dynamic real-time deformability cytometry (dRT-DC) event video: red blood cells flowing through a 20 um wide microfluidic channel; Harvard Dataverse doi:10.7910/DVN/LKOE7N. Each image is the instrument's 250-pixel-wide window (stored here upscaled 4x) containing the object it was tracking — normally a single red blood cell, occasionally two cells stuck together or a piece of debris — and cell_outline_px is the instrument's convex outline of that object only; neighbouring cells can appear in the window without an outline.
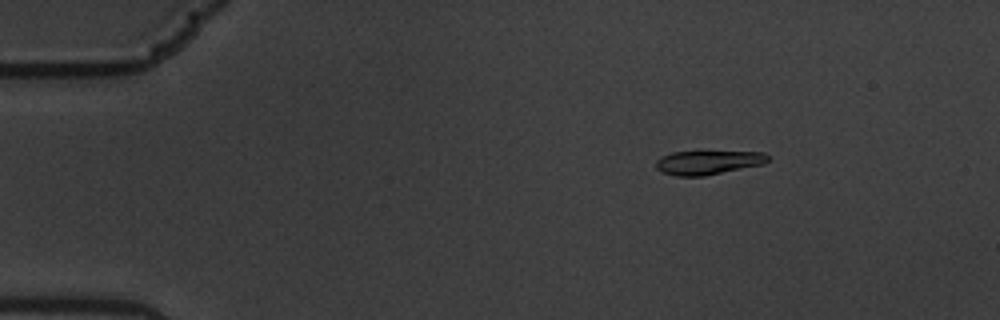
{"species": "common noctule bat (a hibernating species)", "species_latin": "Nyctalus noctula", "temperature_condition": "warm", "stored_images_in_passage": 61, "camera_frame_rate_fps": 3000, "um_per_image_px": 0.085, "animal": {"sex": "male", "body_mass_g": 19.5, "forearm_length_mm": 54.6}, "frame": {"image": 1, "passage_image": 10, "time_ms": 3.0, "image_size_px": [1000, 320], "cell_outline_px": [[768, 160], [764, 164], [704, 176], [676, 176], [660, 172], [656, 168], [656, 160], [672, 152], [764, 152], [768, 156]], "centroid_in_image_um": [60.17, 13.82], "position_along_channel_um": 24.8, "area_um2": 15.49}}
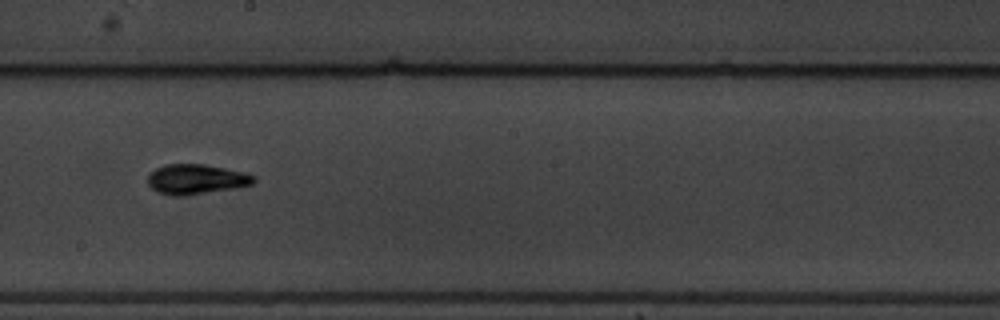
{"frame": {"image": 2, "passage_image": 35, "time_ms": 11.333, "image_size_px": [1000, 320], "cell_outline_px": [[256, 180], [252, 184], [232, 188], [184, 196], [172, 196], [156, 192], [148, 184], [148, 176], [156, 168], [164, 164], [204, 164], [244, 172], [256, 176]], "centroid_in_image_um": [16.65, 15.23], "position_along_channel_um": 231.6, "area_um2": 18.44}}
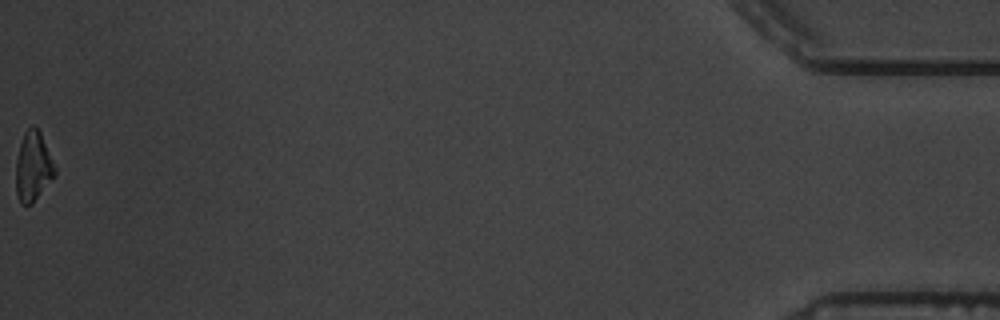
{"frame": {"image": 3, "passage_image": 61, "time_ms": 20.0, "image_size_px": [1000, 320], "cell_outline_px": [[56, 176], [32, 204], [20, 204], [16, 192], [16, 160], [20, 144], [24, 132], [32, 124], [40, 132], [56, 168]], "centroid_in_image_um": [2.82, 14.18], "position_along_channel_um": 432.4, "area_um2": 15.84}, "authors_computed_cell_mechanics": {"area_um2": 16.7042, "velocity_mm_per_s": 3.4153, "shape_relaxation_time_tau1_ms": 4.901, "shape_relaxation_time_tau2_ms": 2.5486, "deformation_change_tau1": 0.1768, "deformation_change_tau2": 0.0783}}